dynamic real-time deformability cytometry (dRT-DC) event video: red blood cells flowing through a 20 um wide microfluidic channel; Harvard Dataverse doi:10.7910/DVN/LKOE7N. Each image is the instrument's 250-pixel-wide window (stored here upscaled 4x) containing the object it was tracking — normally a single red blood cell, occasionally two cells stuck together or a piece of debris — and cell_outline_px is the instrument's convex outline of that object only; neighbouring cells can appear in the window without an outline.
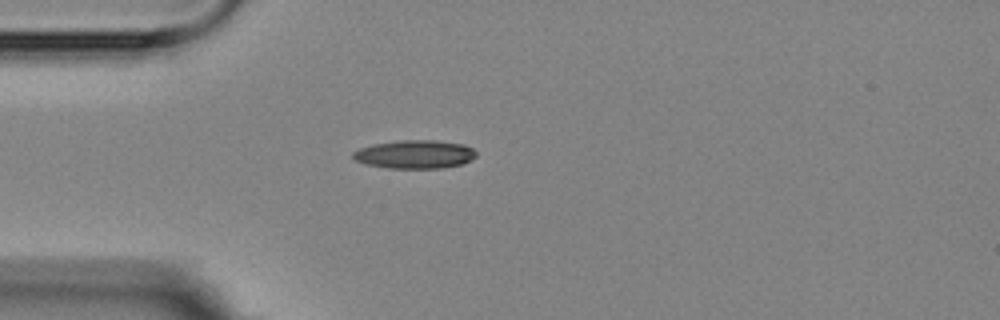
{"species": "Egyptian fruit bat (a non-hibernating species)", "species_latin": "Rousettus aegyptiacus", "temperature_condition": "room temperature", "stored_images_in_passage": 2, "camera_frame_rate_fps": 3000, "um_per_image_px": 0.085, "animal": {"sex": "female"}, "frame": {"image": 1, "passage_image": 1, "time_ms": 0.0, "image_size_px": [1000, 320], "cell_outline_px": [[476, 156], [472, 160], [464, 164], [444, 168], [388, 168], [364, 164], [356, 160], [352, 156], [352, 152], [360, 148], [372, 144], [400, 140], [436, 140], [464, 144], [472, 148], [476, 152]], "centroid_in_image_um": [35.28, 13.12], "position_along_channel_um": 49.7, "area_um2": 20.63}}